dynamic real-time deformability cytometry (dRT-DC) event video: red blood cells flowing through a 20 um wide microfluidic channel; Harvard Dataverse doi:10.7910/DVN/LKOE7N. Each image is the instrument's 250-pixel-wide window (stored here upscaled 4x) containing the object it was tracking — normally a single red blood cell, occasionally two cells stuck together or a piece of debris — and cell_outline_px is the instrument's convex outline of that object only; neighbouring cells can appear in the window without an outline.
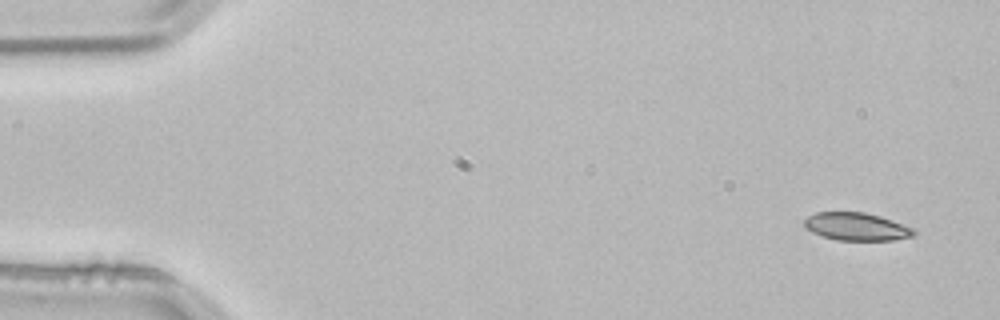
{"species": "common noctule bat (a hibernating species)", "species_latin": "Nyctalus noctula", "temperature_condition": "room temperature", "stored_images_in_passage": 3, "camera_frame_rate_fps": 3000, "um_per_image_px": 0.085, "animal": {"sex": "male", "body_mass_g": 21.5, "forearm_length_mm": 52.0}, "frame": {"image": 1, "passage_image": 1, "time_ms": 0.0, "image_size_px": [1000, 320], "cell_outline_px": [[916, 232], [912, 236], [892, 240], [836, 240], [820, 236], [804, 228], [804, 220], [808, 216], [816, 212], [864, 212], [880, 216], [912, 228]], "centroid_in_image_um": [72.74, 19.26], "position_along_channel_um": 12.3, "area_um2": 17.69}}
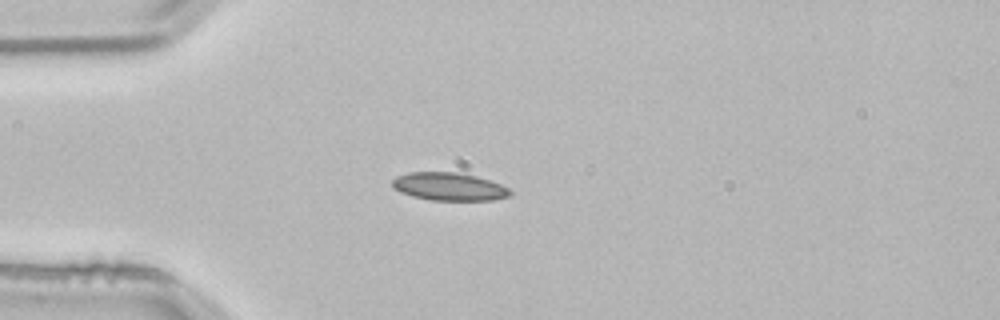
{"frame": {"image": 2, "passage_image": 3, "time_ms": 0.667, "image_size_px": [1000, 320], "cell_outline_px": [[512, 192], [508, 196], [492, 200], [432, 200], [412, 196], [400, 192], [392, 188], [392, 180], [396, 176], [408, 172], [460, 172], [476, 176], [500, 184], [508, 188]], "centroid_in_image_um": [38.13, 15.85], "position_along_channel_um": 46.9, "area_um2": 19.19}}